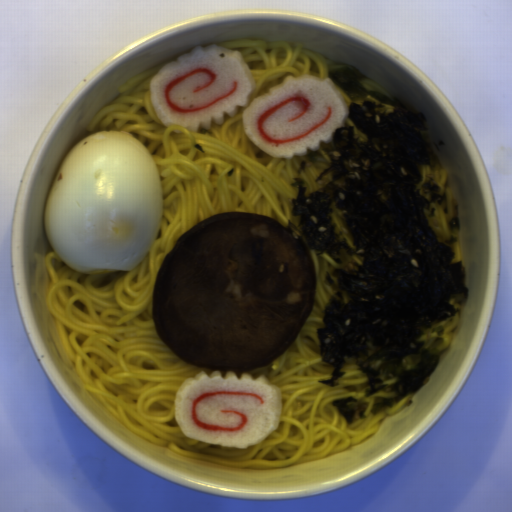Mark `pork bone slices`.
Segmentation results:
<instances>
[{"label": "pork bone slices", "instance_id": "1", "mask_svg": "<svg viewBox=\"0 0 512 512\" xmlns=\"http://www.w3.org/2000/svg\"><path fill=\"white\" fill-rule=\"evenodd\" d=\"M317 267L290 228L224 212L180 235L151 295L160 341L182 361L251 373L287 351L316 302Z\"/></svg>", "mask_w": 512, "mask_h": 512}]
</instances>
